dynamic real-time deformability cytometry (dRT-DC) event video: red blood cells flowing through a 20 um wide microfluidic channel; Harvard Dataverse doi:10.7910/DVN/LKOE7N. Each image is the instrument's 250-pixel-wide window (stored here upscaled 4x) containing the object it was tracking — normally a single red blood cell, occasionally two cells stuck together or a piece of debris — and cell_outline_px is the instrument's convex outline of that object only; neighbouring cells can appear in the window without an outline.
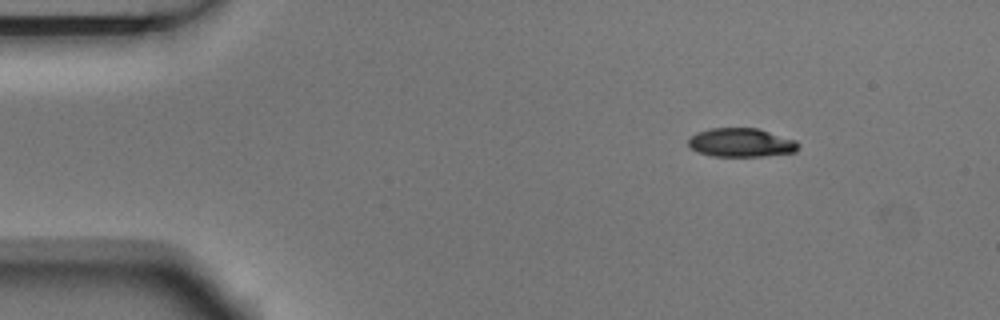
{"species": "Egyptian fruit bat (a non-hibernating species)", "species_latin": "Rousettus aegyptiacus", "temperature_condition": "room temperature", "stored_images_in_passage": 4, "segment_of_instrument_passage": [2, 2], "camera_frame_rate_fps": 3000, "um_per_image_px": 0.085, "animal": {"sex": "male"}, "frame": {"image": 1, "passage_image": 4, "time_ms": 1.0, "image_size_px": [1000, 320], "cell_outline_px": [[800, 148], [796, 152], [764, 156], [712, 156], [696, 152], [688, 148], [688, 140], [696, 132], [708, 128], [760, 128], [796, 140], [800, 144]], "centroid_in_image_um": [63.0, 12.12], "position_along_channel_um": 22.0, "area_um2": 18.84}}